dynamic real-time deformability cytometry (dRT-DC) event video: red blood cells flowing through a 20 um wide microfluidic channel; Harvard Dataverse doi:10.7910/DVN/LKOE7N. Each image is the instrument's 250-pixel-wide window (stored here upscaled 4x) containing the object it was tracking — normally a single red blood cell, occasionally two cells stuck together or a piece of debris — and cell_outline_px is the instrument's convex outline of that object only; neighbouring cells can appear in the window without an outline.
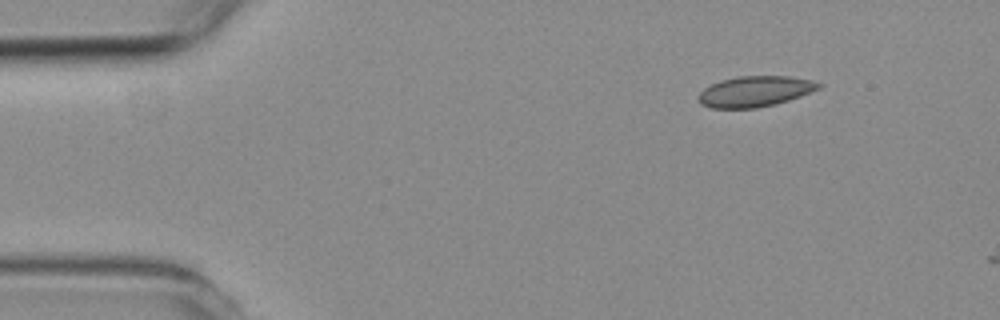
{"species": "common noctule bat (a hibernating species)", "species_latin": "Nyctalus noctula", "temperature_condition": "room temperature", "stored_images_in_passage": 3, "camera_frame_rate_fps": 3000, "um_per_image_px": 0.085, "animal": {"sex": "female", "body_mass_g": 19.3, "forearm_length_mm": 54.1}, "frame": {"image": 1, "passage_image": 1, "time_ms": 0.0, "image_size_px": [1000, 320], "cell_outline_px": [[824, 84], [820, 88], [800, 96], [776, 104], [756, 108], [712, 108], [700, 104], [700, 92], [704, 88], [720, 80], [740, 76], [788, 76], [812, 80]], "centroid_in_image_um": [64.2, 7.77], "position_along_channel_um": 20.8, "area_um2": 21.39}}